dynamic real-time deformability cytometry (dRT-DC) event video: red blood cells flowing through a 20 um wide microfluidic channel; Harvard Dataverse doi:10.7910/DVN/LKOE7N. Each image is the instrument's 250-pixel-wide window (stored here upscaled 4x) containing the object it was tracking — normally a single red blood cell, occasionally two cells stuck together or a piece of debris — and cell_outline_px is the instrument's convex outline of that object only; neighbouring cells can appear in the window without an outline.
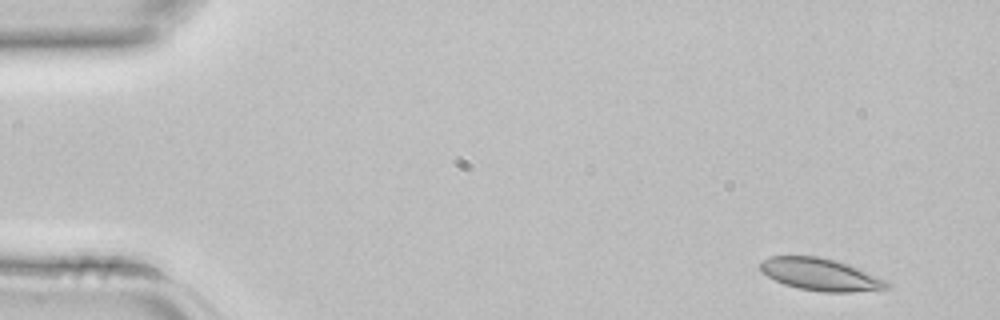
{"species": "common noctule bat (a hibernating species)", "species_latin": "Nyctalus noctula", "temperature_condition": "room temperature", "stored_images_in_passage": 3, "camera_frame_rate_fps": 3000, "um_per_image_px": 0.085, "animal": {"sex": "female", "body_mass_g": 22.7, "forearm_length_mm": 54.2}, "frame": {"image": 1, "passage_image": 1, "time_ms": 0.0, "image_size_px": [1000, 320], "cell_outline_px": [[892, 288], [852, 292], [820, 292], [800, 288], [784, 284], [768, 276], [760, 268], [760, 264], [764, 260], [772, 256], [820, 256], [836, 260], [848, 264], [888, 280], [892, 284]], "centroid_in_image_um": [69.83, 23.34], "position_along_channel_um": 15.2, "area_um2": 23.81}}
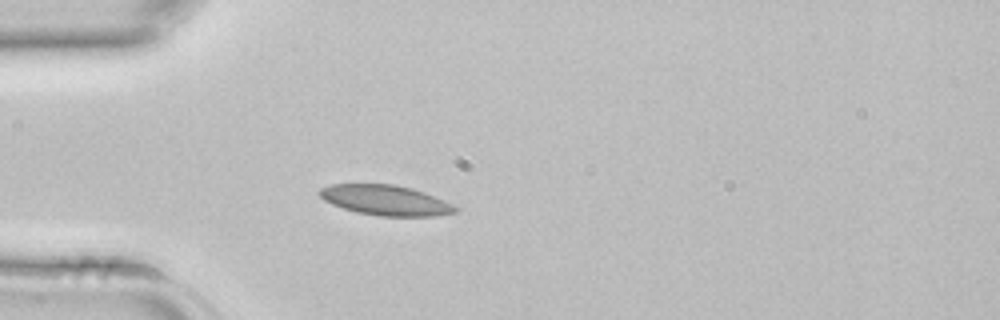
{"frame": {"image": 2, "passage_image": 3, "time_ms": 0.667, "image_size_px": [1000, 320], "cell_outline_px": [[460, 212], [436, 216], [380, 216], [356, 212], [332, 204], [324, 200], [316, 192], [320, 188], [332, 184], [396, 184], [412, 188], [424, 192], [444, 200], [460, 208]], "centroid_in_image_um": [32.8, 17.02], "position_along_channel_um": 52.2, "area_um2": 24.1}}